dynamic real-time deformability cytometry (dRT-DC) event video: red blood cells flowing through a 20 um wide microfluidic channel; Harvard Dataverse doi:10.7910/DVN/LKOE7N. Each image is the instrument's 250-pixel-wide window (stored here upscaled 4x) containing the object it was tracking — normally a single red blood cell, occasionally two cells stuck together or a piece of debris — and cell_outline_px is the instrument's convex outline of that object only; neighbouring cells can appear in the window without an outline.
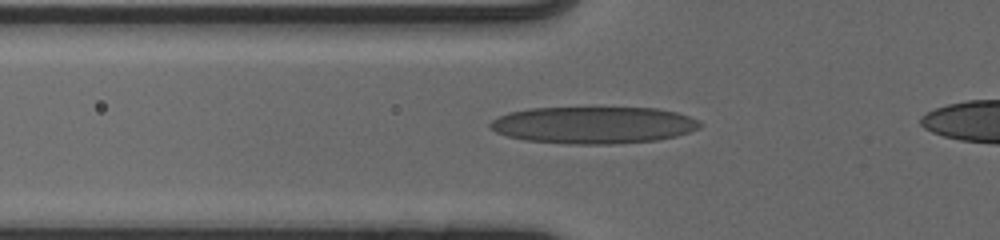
{"species": "human", "species_latin": "Homo sapiens", "temperature_condition": "cold", "stored_images_in_passage": 33, "camera_frame_rate_fps": 3000, "um_per_image_px": 0.085, "donor": {"sex": "male"}, "frame": {"image": 1, "passage_image": 5, "time_ms": 1.333, "image_size_px": [1000, 240], "cell_outline_px": [[704, 124], [700, 128], [676, 136], [656, 140], [612, 144], [568, 144], [524, 140], [508, 136], [496, 132], [488, 124], [492, 120], [508, 112], [528, 108], [656, 108], [676, 112], [700, 120]], "centroid_in_image_um": [50.46, 10.63], "position_along_channel_um": 75.3, "area_um2": 45.26}}
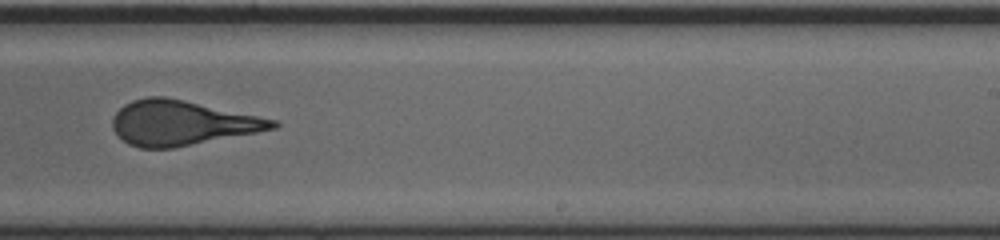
{"frame": {"image": 2, "passage_image": 20, "time_ms": 6.333, "image_size_px": [1000, 240], "cell_outline_px": [[280, 124], [276, 128], [256, 132], [172, 148], [140, 148], [128, 144], [112, 128], [112, 116], [124, 104], [132, 100], [148, 96], [164, 96], [184, 100], [276, 120]], "centroid_in_image_um": [15.4, 10.44], "position_along_channel_um": 273.6, "area_um2": 41.33}}
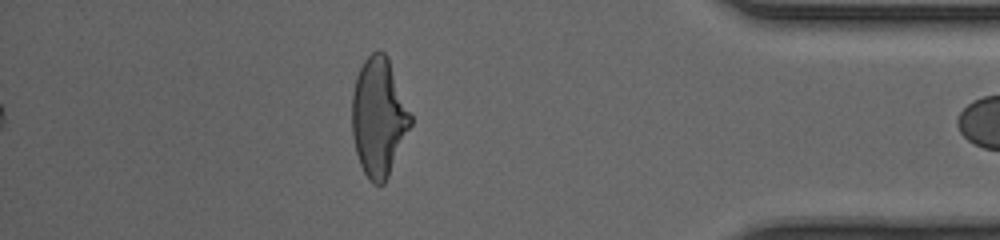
{"frame": {"image": 3, "passage_image": 32, "time_ms": 10.333, "image_size_px": [1000, 240], "cell_outline_px": [[412, 124], [388, 176], [384, 184], [372, 184], [368, 180], [360, 164], [356, 152], [352, 136], [352, 92], [356, 76], [364, 60], [372, 52], [384, 52], [388, 56], [412, 116]], "centroid_in_image_um": [32.18, 9.96], "position_along_channel_um": 403.0, "area_um2": 40.52}}